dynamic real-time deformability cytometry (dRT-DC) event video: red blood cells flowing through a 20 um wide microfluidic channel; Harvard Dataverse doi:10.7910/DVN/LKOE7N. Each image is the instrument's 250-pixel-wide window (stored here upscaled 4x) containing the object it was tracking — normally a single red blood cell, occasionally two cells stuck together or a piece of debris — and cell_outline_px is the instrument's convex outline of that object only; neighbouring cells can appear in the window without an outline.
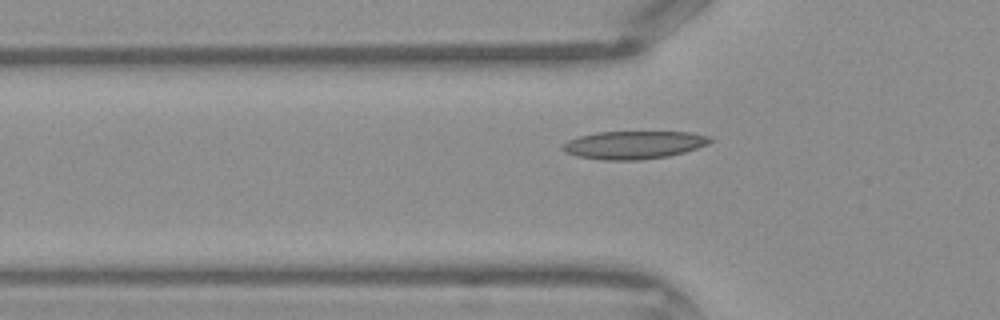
{"species": "Egyptian fruit bat (a non-hibernating species)", "species_latin": "Rousettus aegyptiacus", "temperature_condition": "warm", "stored_images_in_passage": 39, "camera_frame_rate_fps": 3000, "um_per_image_px": 0.085, "frame": {"image": 1, "passage_image": 15, "time_ms": 4.667, "image_size_px": [1000, 320], "cell_outline_px": [[712, 140], [708, 144], [684, 152], [668, 156], [640, 160], [604, 160], [576, 156], [564, 152], [560, 148], [560, 144], [568, 140], [580, 136], [596, 132], [688, 132], [712, 136]], "centroid_in_image_um": [53.83, 12.32], "position_along_channel_um": 72.0, "area_um2": 24.16}}
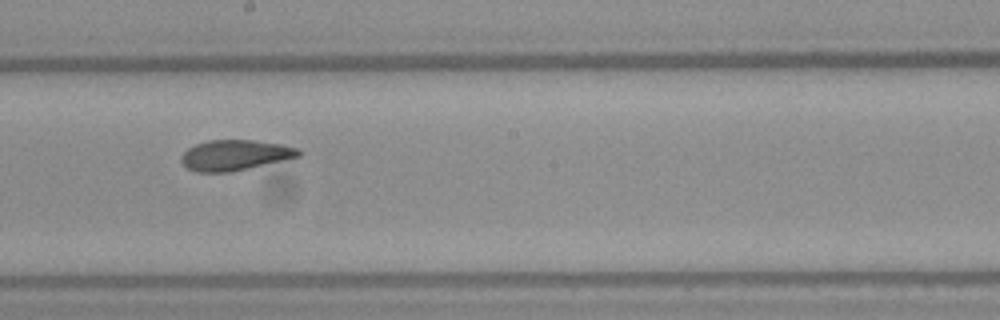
{"frame": {"image": 2, "passage_image": 25, "time_ms": 8.0, "image_size_px": [1000, 320], "cell_outline_px": [[304, 152], [300, 156], [232, 172], [196, 172], [188, 168], [180, 160], [184, 152], [188, 148], [196, 144], [208, 140], [252, 140], [284, 144], [300, 148]], "centroid_in_image_um": [20.02, 13.18], "position_along_channel_um": 228.2, "area_um2": 20.92}}
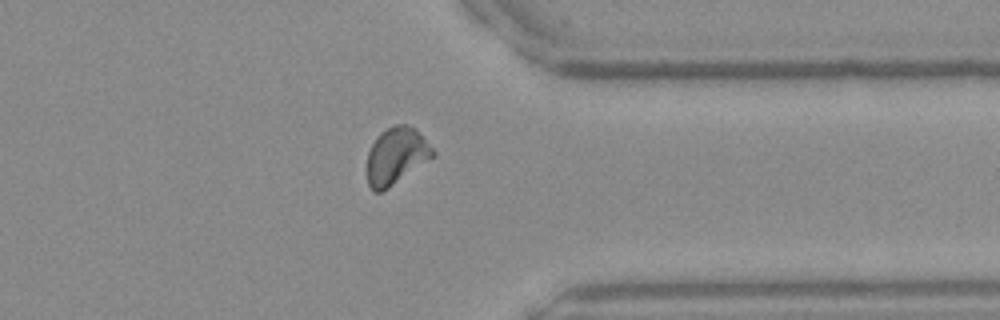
{"frame": {"image": 3, "passage_image": 35, "time_ms": 11.333, "image_size_px": [1000, 320], "cell_outline_px": [[436, 156], [388, 188], [380, 192], [372, 192], [368, 184], [368, 152], [376, 136], [380, 132], [396, 124], [408, 124], [416, 128], [424, 136], [436, 152]], "centroid_in_image_um": [33.71, 13.23], "position_along_channel_um": 377.7, "area_um2": 22.02}}